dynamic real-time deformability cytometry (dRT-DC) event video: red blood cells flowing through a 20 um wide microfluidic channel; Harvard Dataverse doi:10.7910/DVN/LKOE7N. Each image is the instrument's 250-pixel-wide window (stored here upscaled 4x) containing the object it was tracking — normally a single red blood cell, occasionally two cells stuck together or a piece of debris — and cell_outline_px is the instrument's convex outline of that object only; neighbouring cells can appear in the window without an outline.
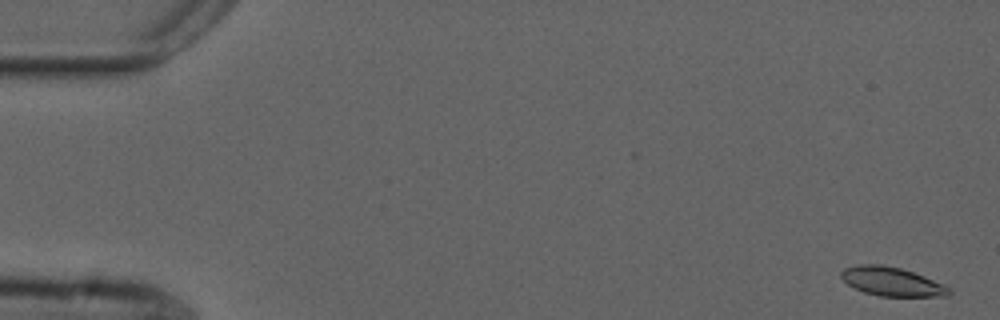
{"species": "common noctule bat (a hibernating species)", "species_latin": "Nyctalus noctula", "temperature_condition": "cold", "stored_images_in_passage": 53, "camera_frame_rate_fps": 3000, "um_per_image_px": 0.085, "animal": {"sex": "male", "forearm_length_mm": 52.5}, "frame": {"image": 1, "passage_image": 1, "time_ms": 0.0, "image_size_px": [1000, 320], "cell_outline_px": [[952, 292], [948, 296], [880, 296], [864, 292], [848, 284], [840, 276], [840, 272], [844, 268], [860, 264], [880, 264], [900, 268], [924, 276], [944, 284]], "centroid_in_image_um": [75.8, 23.93], "position_along_channel_um": 9.2, "area_um2": 17.98}}
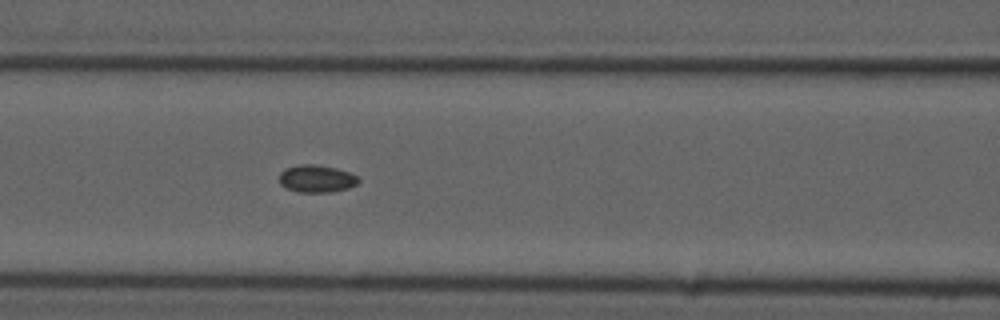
{"frame": {"image": 2, "passage_image": 22, "time_ms": 7.0, "image_size_px": [1000, 320], "cell_outline_px": [[360, 180], [356, 184], [348, 188], [332, 192], [296, 192], [280, 184], [280, 172], [284, 168], [300, 164], [316, 164], [336, 168], [348, 172], [356, 176]], "centroid_in_image_um": [26.89, 15.18], "position_along_channel_um": 139.7, "area_um2": 12.66}}
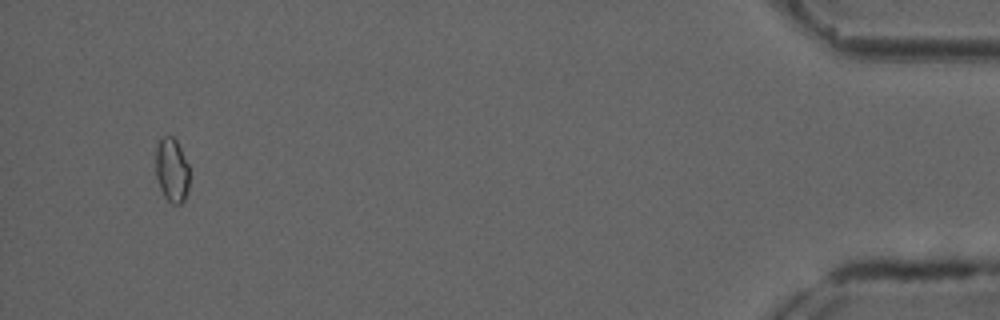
{"frame": {"image": 3, "passage_image": 51, "time_ms": 16.667, "image_size_px": [1000, 320], "cell_outline_px": [[188, 188], [184, 200], [180, 204], [172, 204], [164, 196], [160, 188], [156, 176], [156, 148], [160, 140], [164, 136], [172, 136], [176, 140], [188, 164]], "centroid_in_image_um": [14.6, 14.47], "position_along_channel_um": 420.6, "area_um2": 12.43}, "authors_computed_cell_mechanics": {"area_um2": 12.5426, "velocity_mm_per_s": 3.7332, "shape_relaxation_time_tau1_ms": null, "shape_relaxation_time_tau2_ms": 4.4287, "deformation_change_tau1": null, "deformation_change_tau2": 0.0632}}